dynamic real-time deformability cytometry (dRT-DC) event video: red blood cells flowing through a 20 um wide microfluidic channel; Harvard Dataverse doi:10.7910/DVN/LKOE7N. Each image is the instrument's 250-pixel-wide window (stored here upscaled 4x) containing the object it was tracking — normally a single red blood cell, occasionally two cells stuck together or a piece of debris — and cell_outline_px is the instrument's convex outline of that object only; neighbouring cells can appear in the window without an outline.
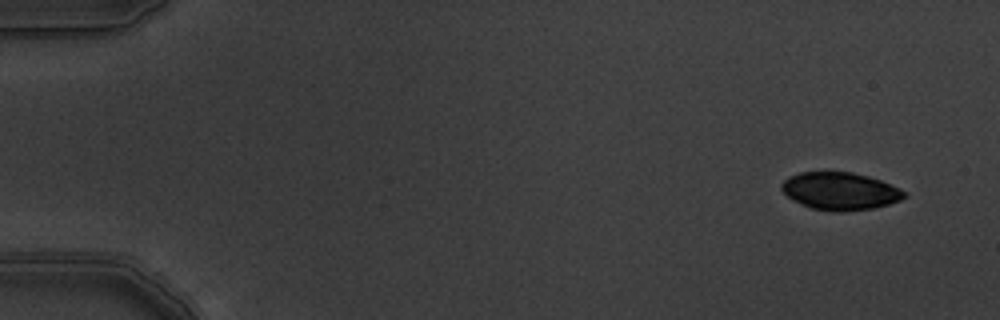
{"species": "common noctule bat (a hibernating species)", "species_latin": "Nyctalus noctula", "temperature_condition": "warm", "stored_images_in_passage": 5, "camera_frame_rate_fps": 3000, "um_per_image_px": 0.085, "animal": {"sex": "male", "body_mass_g": 19.5, "forearm_length_mm": 54.6}, "frame": {"image": 1, "passage_image": 1, "time_ms": 0.0, "image_size_px": [1000, 320], "cell_outline_px": [[908, 196], [900, 200], [888, 204], [872, 208], [840, 212], [832, 212], [812, 208], [792, 200], [780, 188], [780, 184], [788, 176], [800, 172], [852, 172], [868, 176], [880, 180], [900, 188]], "centroid_in_image_um": [71.39, 16.24], "position_along_channel_um": 13.6, "area_um2": 26.88}}
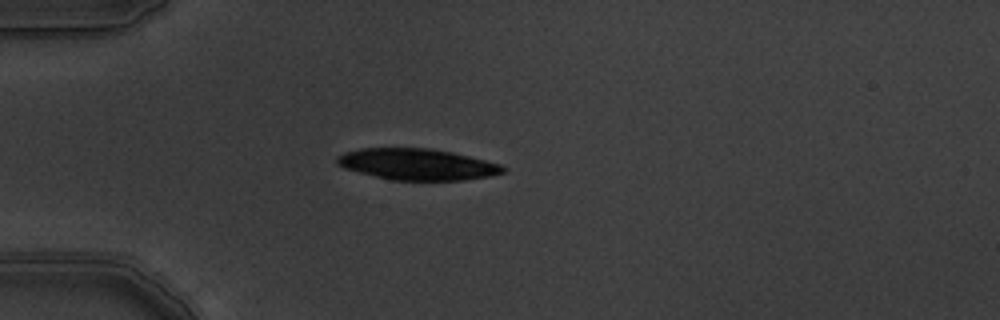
{"frame": {"image": 2, "passage_image": 5, "time_ms": 1.333, "image_size_px": [1000, 320], "cell_outline_px": [[508, 168], [504, 172], [488, 176], [464, 180], [392, 180], [344, 168], [336, 164], [336, 156], [344, 152], [360, 148], [432, 148], [452, 152], [500, 164]], "centroid_in_image_um": [35.44, 13.96], "position_along_channel_um": 49.6, "area_um2": 30.17}}